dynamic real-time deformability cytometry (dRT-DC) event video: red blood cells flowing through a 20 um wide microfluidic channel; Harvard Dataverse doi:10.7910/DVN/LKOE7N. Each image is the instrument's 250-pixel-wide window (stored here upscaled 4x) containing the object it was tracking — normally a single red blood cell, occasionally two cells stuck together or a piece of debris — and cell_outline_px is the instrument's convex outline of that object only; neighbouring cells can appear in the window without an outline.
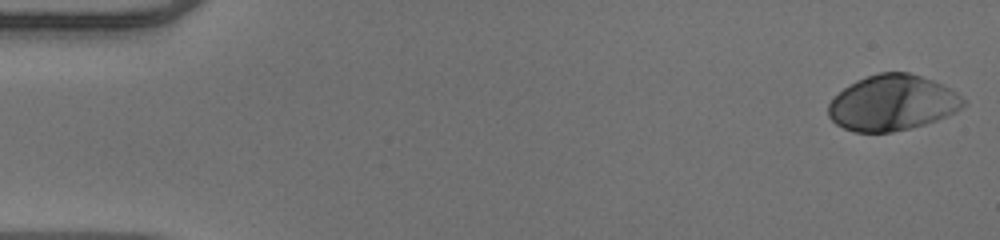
{"species": "human", "species_latin": "Homo sapiens", "temperature_condition": "warm", "stored_images_in_passage": 51, "camera_frame_rate_fps": 3000, "um_per_image_px": 0.085, "donor": {"sex": "male"}, "frame": {"image": 1, "passage_image": 1, "time_ms": 0.0, "image_size_px": [1000, 240], "cell_outline_px": [[968, 104], [956, 112], [936, 120], [924, 124], [892, 132], [856, 132], [844, 128], [836, 124], [828, 116], [828, 104], [844, 88], [856, 80], [880, 72], [908, 72], [932, 80], [952, 88]], "centroid_in_image_um": [75.87, 8.74], "position_along_channel_um": 9.1, "area_um2": 43.58}}
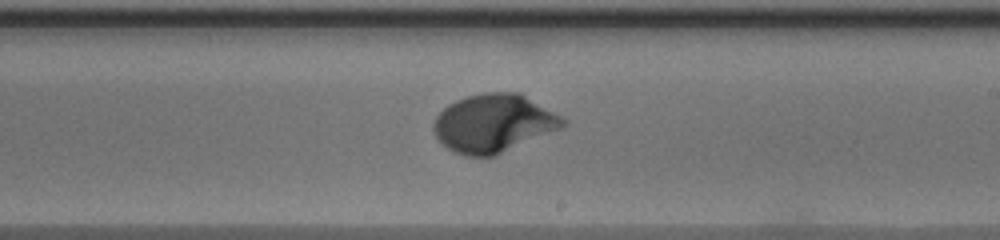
{"frame": {"image": 2, "passage_image": 30, "time_ms": 9.667, "image_size_px": [1000, 240], "cell_outline_px": [[568, 124], [560, 128], [496, 156], [464, 156], [448, 148], [436, 136], [432, 128], [432, 124], [436, 116], [448, 104], [456, 100], [468, 96], [484, 92], [520, 92], [568, 120]], "centroid_in_image_um": [41.96, 10.47], "position_along_channel_um": 247.0, "area_um2": 43.75}}
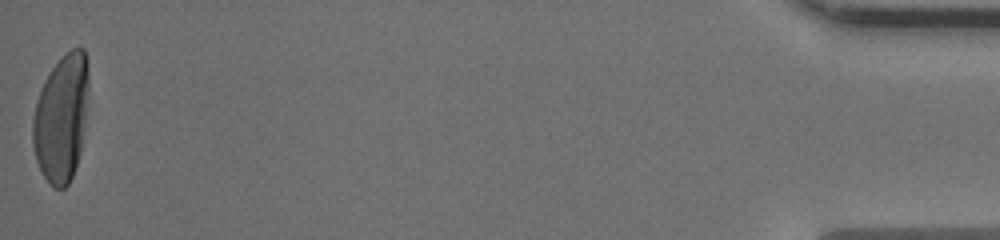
{"frame": {"image": 3, "passage_image": 51, "time_ms": 16.667, "image_size_px": [1000, 240], "cell_outline_px": [[88, 88], [80, 152], [72, 176], [68, 184], [64, 188], [56, 188], [44, 176], [36, 160], [32, 144], [32, 120], [36, 104], [40, 92], [52, 68], [60, 56], [64, 52], [72, 48], [84, 48], [88, 76]], "centroid_in_image_um": [5.2, 10.01], "position_along_channel_um": 430.0, "area_um2": 40.75}, "authors_computed_cell_mechanics": {"area_um2": 42.4252, "velocity_mm_per_s": 3.9756, "shape_relaxation_time_tau1_ms": 2.9075, "shape_relaxation_time_tau2_ms": null, "deformation_change_tau1": 0.203, "deformation_change_tau2": null}}